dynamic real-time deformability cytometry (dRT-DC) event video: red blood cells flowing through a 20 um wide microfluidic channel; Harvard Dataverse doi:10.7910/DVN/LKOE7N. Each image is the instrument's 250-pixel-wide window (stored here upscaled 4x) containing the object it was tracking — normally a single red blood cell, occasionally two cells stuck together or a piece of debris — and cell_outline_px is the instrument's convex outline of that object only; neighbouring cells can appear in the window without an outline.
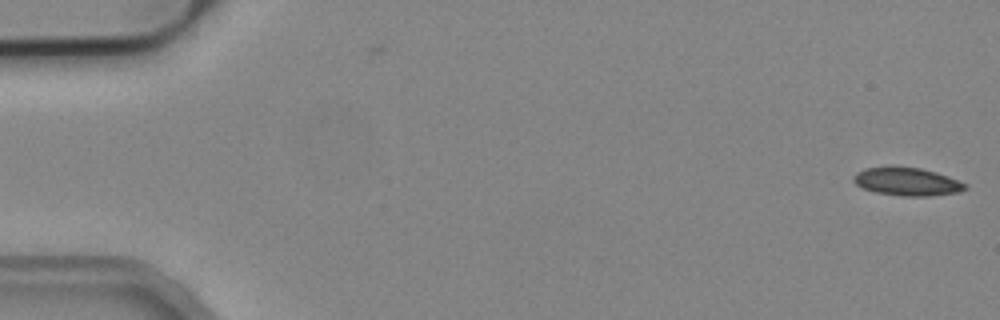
{"species": "common noctule bat (a hibernating species)", "species_latin": "Nyctalus noctula", "temperature_condition": "cold", "stored_images_in_passage": 3, "camera_frame_rate_fps": 3000, "um_per_image_px": 0.085, "animal": {"sex": "male", "body_mass_g": 19.2, "forearm_length_mm": 51.8}, "frame": {"image": 1, "passage_image": 3, "time_ms": 0.667, "image_size_px": [1000, 320], "cell_outline_px": [[968, 188], [960, 192], [928, 196], [900, 196], [876, 192], [864, 188], [856, 184], [852, 180], [856, 172], [864, 168], [888, 164], [892, 164], [920, 168], [936, 172], [948, 176], [968, 184]], "centroid_in_image_um": [77.08, 15.4], "position_along_channel_um": 7.9, "area_um2": 18.84}}